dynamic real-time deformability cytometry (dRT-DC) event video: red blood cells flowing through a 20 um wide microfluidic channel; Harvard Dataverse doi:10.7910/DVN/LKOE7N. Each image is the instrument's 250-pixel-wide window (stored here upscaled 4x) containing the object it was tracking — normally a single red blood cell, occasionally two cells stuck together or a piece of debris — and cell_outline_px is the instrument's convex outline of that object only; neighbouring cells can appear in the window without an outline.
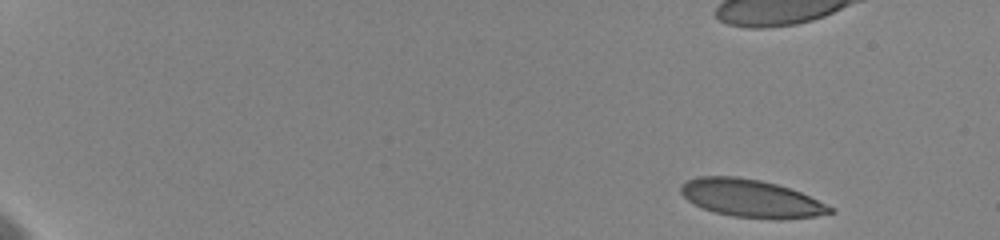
{"species": "human", "species_latin": "Homo sapiens", "temperature_condition": "cold", "stored_images_in_passage": 41, "camera_frame_rate_fps": 3000, "um_per_image_px": 0.085, "donor": {"sex": "female"}, "frame": {"image": 1, "passage_image": 1, "time_ms": 0.0, "image_size_px": [1000, 240], "cell_outline_px": [[836, 212], [816, 216], [784, 220], [776, 220], [732, 216], [712, 212], [688, 200], [680, 192], [680, 188], [688, 180], [696, 176], [736, 176], [760, 180], [776, 184], [800, 192], [836, 208]], "centroid_in_image_um": [63.89, 16.88], "position_along_channel_um": 21.1, "area_um2": 33.0}}
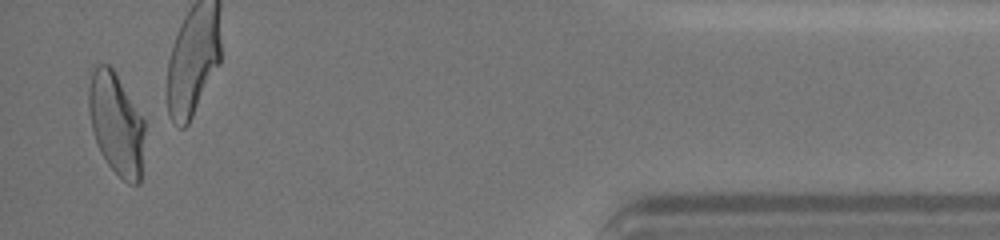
{"frame": {"image": 2, "passage_image": 41, "time_ms": 17.0, "image_size_px": [1000, 240], "cell_outline_px": [[144, 132], [140, 184], [128, 184], [108, 164], [100, 152], [92, 128], [88, 112], [88, 92], [92, 72], [96, 64], [108, 64], [112, 68], [144, 120]], "centroid_in_image_um": [9.86, 10.53], "position_along_channel_um": 425.3, "area_um2": 32.83}, "authors_computed_cell_mechanics": {"area_um2": 34.5066, "velocity_mm_per_s": 3.5848, "shape_relaxation_time_tau1_ms": 5.6494, "shape_relaxation_time_tau2_ms": 0.2174, "deformation_change_tau1": 0.1841, "deformation_change_tau2": 0.0698}}